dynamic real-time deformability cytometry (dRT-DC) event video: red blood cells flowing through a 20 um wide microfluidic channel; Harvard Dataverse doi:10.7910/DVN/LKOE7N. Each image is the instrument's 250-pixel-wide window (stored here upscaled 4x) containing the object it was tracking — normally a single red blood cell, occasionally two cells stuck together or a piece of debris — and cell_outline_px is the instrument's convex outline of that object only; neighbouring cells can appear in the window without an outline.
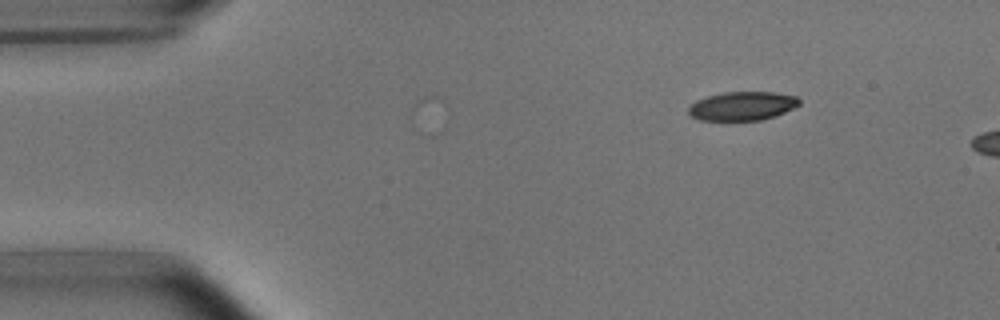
{"species": "common noctule bat (a hibernating species)", "species_latin": "Nyctalus noctula", "temperature_condition": "room temperature", "stored_images_in_passage": 2, "camera_frame_rate_fps": 3000, "um_per_image_px": 0.085, "animal": {"sex": "male", "body_mass_g": 15.6}, "frame": {"image": 1, "passage_image": 2, "time_ms": 1.0, "image_size_px": [1000, 320], "cell_outline_px": [[800, 104], [776, 116], [760, 120], [700, 120], [692, 116], [688, 112], [688, 108], [696, 100], [708, 96], [724, 92], [772, 92], [796, 96], [800, 100]], "centroid_in_image_um": [63.1, 9.01], "position_along_channel_um": 21.9, "area_um2": 18.44}}